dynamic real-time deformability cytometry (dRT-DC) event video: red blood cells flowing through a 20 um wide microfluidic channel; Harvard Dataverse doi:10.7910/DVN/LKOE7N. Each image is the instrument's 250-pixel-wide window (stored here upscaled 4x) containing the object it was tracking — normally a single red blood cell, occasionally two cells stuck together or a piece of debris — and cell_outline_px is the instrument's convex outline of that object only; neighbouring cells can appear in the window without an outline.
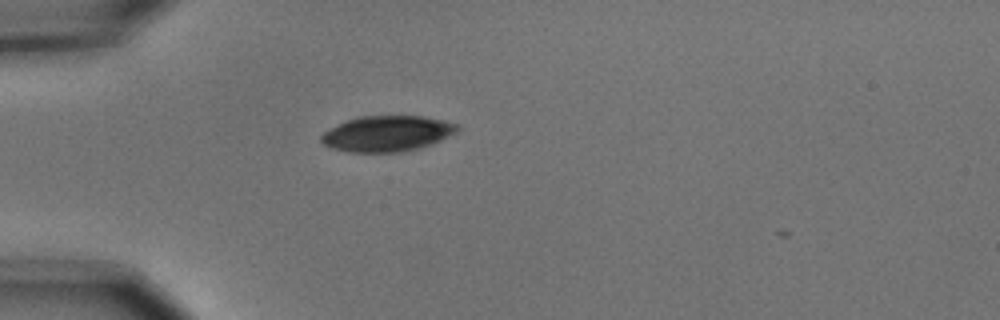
{"species": "common noctule bat (a hibernating species)", "species_latin": "Nyctalus noctula", "temperature_condition": "cold", "stored_images_in_passage": 29, "camera_frame_rate_fps": 3000, "um_per_image_px": 0.085, "animal": {"sex": "male", "body_mass_g": 15.6}, "frame": {"image": 1, "passage_image": 1, "time_ms": 0.0, "image_size_px": [1000, 320], "cell_outline_px": [[460, 128], [456, 132], [432, 144], [400, 152], [348, 152], [332, 148], [324, 144], [320, 140], [320, 136], [324, 132], [356, 116], [424, 116], [444, 120], [460, 124]], "centroid_in_image_um": [32.93, 11.35], "position_along_channel_um": 52.1, "area_um2": 28.21}}
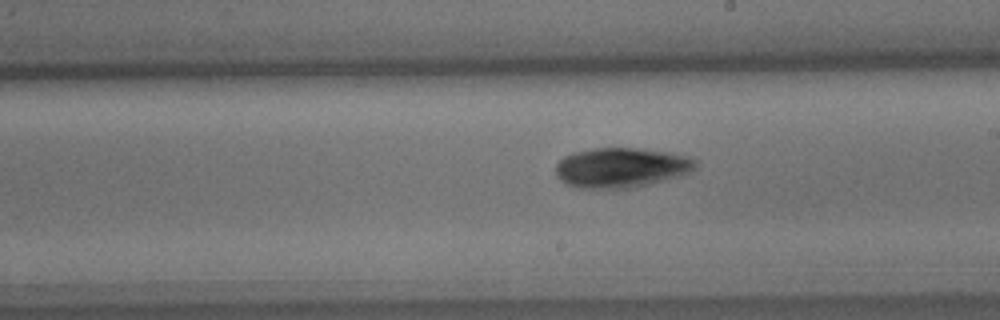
{"frame": {"image": 2, "passage_image": 17, "time_ms": 5.333, "image_size_px": [1000, 320], "cell_outline_px": [[696, 168], [692, 172], [680, 176], [636, 188], [576, 188], [560, 180], [556, 176], [556, 164], [564, 156], [572, 152], [592, 148], [636, 148], [672, 152], [688, 156], [696, 160]], "centroid_in_image_um": [52.82, 14.25], "position_along_channel_um": 236.2, "area_um2": 32.95}}
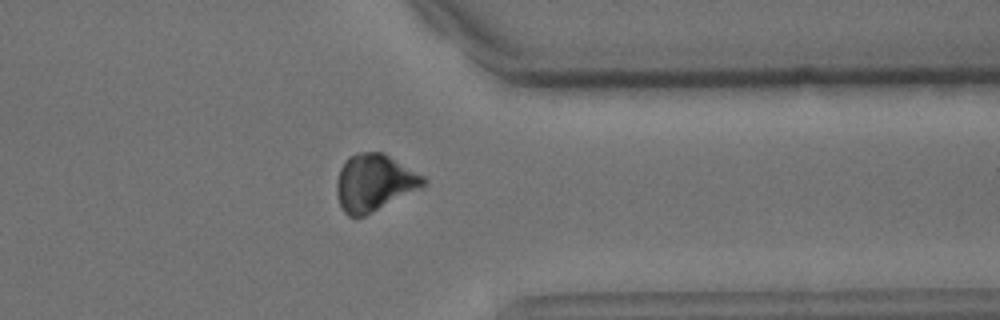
{"frame": {"image": 3, "passage_image": 29, "time_ms": 9.333, "image_size_px": [1000, 320], "cell_outline_px": [[428, 180], [420, 188], [364, 216], [348, 216], [344, 212], [340, 204], [336, 192], [336, 180], [340, 168], [344, 160], [348, 156], [360, 152], [384, 152], [424, 176]], "centroid_in_image_um": [31.78, 15.5], "position_along_channel_um": 379.6, "area_um2": 28.67}}